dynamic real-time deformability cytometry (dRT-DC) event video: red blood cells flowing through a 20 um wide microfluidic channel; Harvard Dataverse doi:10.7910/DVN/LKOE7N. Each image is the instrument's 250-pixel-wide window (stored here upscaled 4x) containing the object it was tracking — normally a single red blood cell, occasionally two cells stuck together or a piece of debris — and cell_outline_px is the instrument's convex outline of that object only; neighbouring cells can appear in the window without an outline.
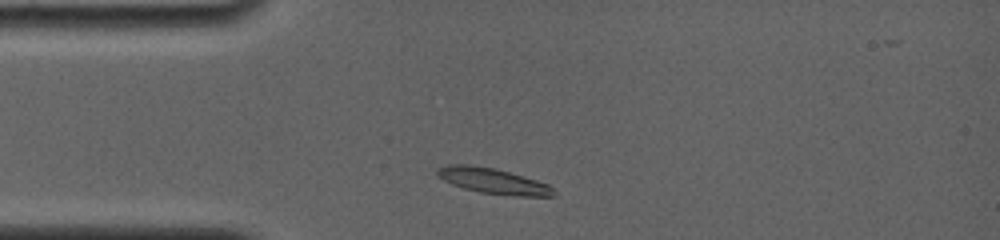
{"species": "common noctule bat (a hibernating species)", "species_latin": "Nyctalus noctula", "temperature_condition": "room temperature", "stored_images_in_passage": 36, "camera_frame_rate_fps": 4000, "um_per_image_px": 0.085, "animal": {"sex": "female", "body_mass_g": 19.0, "forearm_length_mm": 56.7}, "frame": {"image": 1, "passage_image": 2, "time_ms": 0.75, "image_size_px": [1000, 240], "cell_outline_px": [[556, 196], [516, 196], [480, 192], [464, 188], [452, 184], [436, 176], [436, 168], [448, 164], [468, 164], [496, 168], [524, 176], [548, 184], [552, 188]], "centroid_in_image_um": [41.88, 15.36], "position_along_channel_um": 43.1, "area_um2": 17.4}}
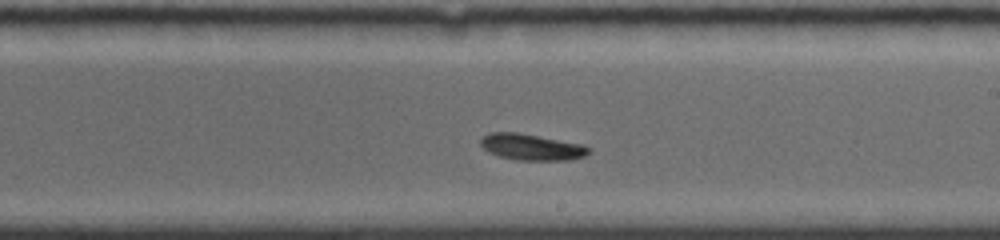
{"frame": {"image": 2, "passage_image": 17, "time_ms": 6.5, "image_size_px": [1000, 240], "cell_outline_px": [[592, 152], [584, 156], [568, 160], [516, 160], [500, 156], [488, 152], [480, 144], [480, 140], [484, 136], [492, 132], [516, 132], [584, 144]], "centroid_in_image_um": [45.2, 12.5], "position_along_channel_um": 243.8, "area_um2": 16.47}}
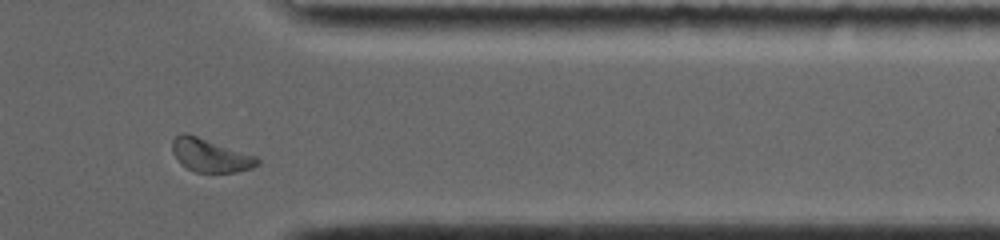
{"frame": {"image": 3, "passage_image": 31, "time_ms": 10.5, "image_size_px": [1000, 240], "cell_outline_px": [[260, 164], [252, 168], [236, 172], [196, 172], [180, 164], [172, 152], [172, 140], [180, 132], [188, 132], [256, 156], [260, 160]], "centroid_in_image_um": [17.86, 13.18], "position_along_channel_um": 393.5, "area_um2": 16.7}, "authors_computed_cell_mechanics": {"area_um2": 16.6753, "velocity_mm_per_s": 3.7619, "shape_relaxation_time_tau1_ms": 3.9649, "shape_relaxation_time_tau2_ms": 8.1656, "deformation_change_tau1": 0.1078, "deformation_change_tau2": 0.0941}}